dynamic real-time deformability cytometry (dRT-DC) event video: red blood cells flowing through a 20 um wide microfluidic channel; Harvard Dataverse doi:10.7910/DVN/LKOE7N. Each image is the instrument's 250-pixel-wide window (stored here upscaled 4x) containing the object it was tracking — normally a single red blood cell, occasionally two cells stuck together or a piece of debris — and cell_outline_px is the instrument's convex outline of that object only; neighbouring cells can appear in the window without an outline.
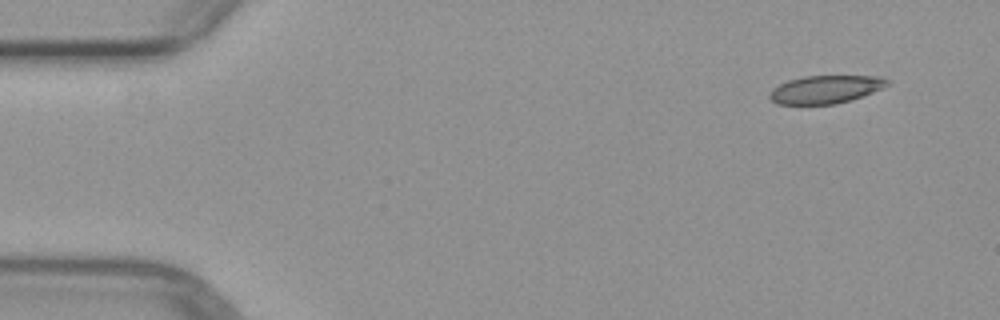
{"species": "common noctule bat (a hibernating species)", "species_latin": "Nyctalus noctula", "temperature_condition": "warm", "stored_images_in_passage": 5, "camera_frame_rate_fps": 3000, "um_per_image_px": 0.085, "animal": {"sex": "female", "body_mass_g": 29.2, "forearm_length_mm": 56.3}, "frame": {"image": 1, "passage_image": 1, "time_ms": 0.0, "image_size_px": [1000, 320], "cell_outline_px": [[888, 84], [884, 88], [836, 104], [776, 104], [768, 96], [772, 88], [788, 80], [804, 76], [880, 76], [888, 80]], "centroid_in_image_um": [70.14, 7.59], "position_along_channel_um": 14.9, "area_um2": 19.02}}